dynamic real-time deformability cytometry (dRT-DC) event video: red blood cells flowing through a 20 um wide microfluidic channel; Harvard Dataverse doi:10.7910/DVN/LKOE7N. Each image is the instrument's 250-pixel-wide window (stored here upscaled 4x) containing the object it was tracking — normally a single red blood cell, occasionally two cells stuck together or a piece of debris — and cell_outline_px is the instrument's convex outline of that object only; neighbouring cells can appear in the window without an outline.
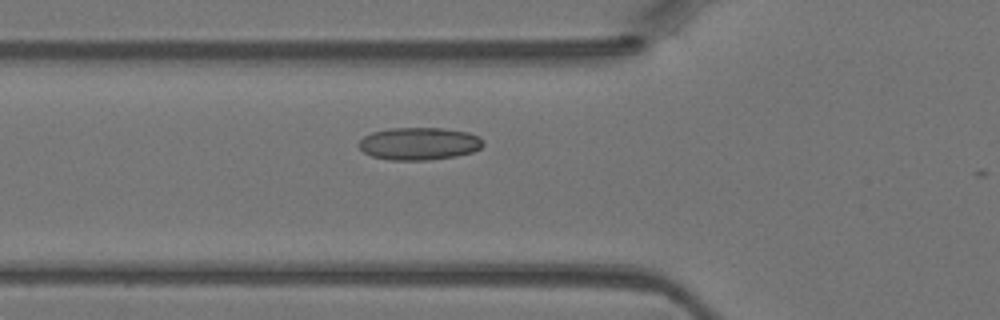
{"species": "Egyptian fruit bat (a non-hibernating species)", "species_latin": "Rousettus aegyptiacus", "temperature_condition": "warm", "stored_images_in_passage": 31, "camera_frame_rate_fps": 3000, "um_per_image_px": 0.085, "animal": {"sex": "female"}, "frame": {"image": 1, "passage_image": 2, "time_ms": 0.333, "image_size_px": [1000, 320], "cell_outline_px": [[484, 144], [480, 148], [472, 152], [456, 156], [428, 160], [388, 160], [372, 156], [364, 152], [356, 144], [364, 136], [372, 132], [388, 128], [444, 128], [468, 132], [484, 140]], "centroid_in_image_um": [35.6, 12.21], "position_along_channel_um": 90.2, "area_um2": 23.7}}
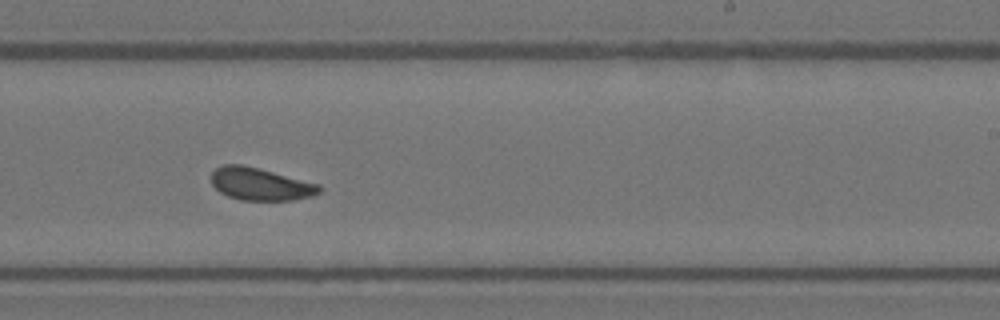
{"frame": {"image": 2, "passage_image": 13, "time_ms": 4.0, "image_size_px": [1000, 320], "cell_outline_px": [[324, 188], [320, 192], [312, 196], [292, 200], [240, 200], [228, 196], [220, 192], [212, 184], [212, 172], [216, 168], [224, 164], [240, 164], [260, 168], [320, 184]], "centroid_in_image_um": [22.16, 15.64], "position_along_channel_um": 266.8, "area_um2": 20.58}}
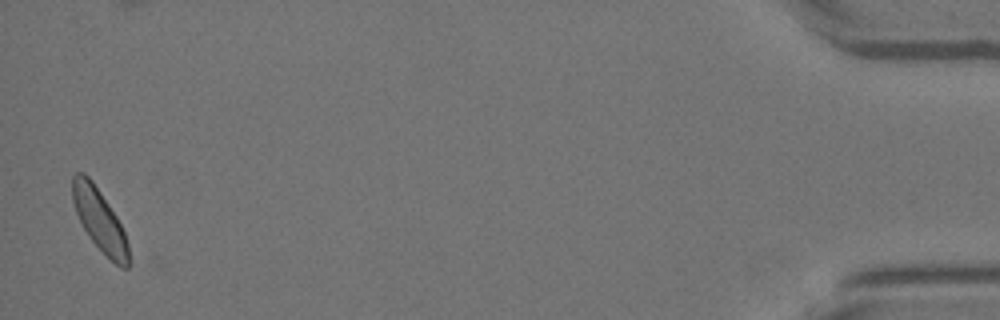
{"frame": {"image": 3, "passage_image": 30, "time_ms": 9.667, "image_size_px": [1000, 320], "cell_outline_px": [[128, 268], [120, 268], [88, 236], [76, 212], [72, 200], [72, 176], [76, 172], [84, 172], [92, 180], [116, 216], [124, 232], [128, 244]], "centroid_in_image_um": [8.44, 18.66], "position_along_channel_um": 426.8, "area_um2": 19.83}}